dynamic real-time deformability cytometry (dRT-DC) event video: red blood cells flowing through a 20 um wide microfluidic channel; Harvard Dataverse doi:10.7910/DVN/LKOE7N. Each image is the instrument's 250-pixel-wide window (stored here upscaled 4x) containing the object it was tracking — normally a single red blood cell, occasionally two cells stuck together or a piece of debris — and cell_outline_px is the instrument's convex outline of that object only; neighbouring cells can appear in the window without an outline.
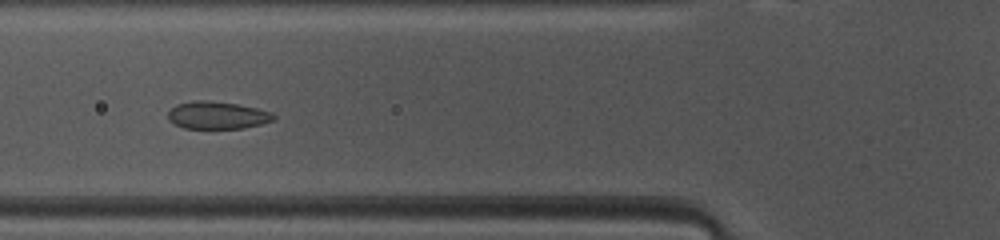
{"species": "common noctule bat (a hibernating species)", "species_latin": "Nyctalus noctula", "temperature_condition": "warm", "stored_images_in_passage": 38, "camera_frame_rate_fps": 3000, "um_per_image_px": 0.085, "animal": {"sex": "female", "body_mass_g": 10.0, "forearm_length_mm": 53.1}, "frame": {"image": 1, "passage_image": 7, "time_ms": 2.0, "image_size_px": [1000, 240], "cell_outline_px": [[276, 120], [244, 128], [184, 128], [168, 120], [168, 112], [176, 104], [200, 100], [204, 100], [236, 104], [256, 108], [272, 112], [276, 116]], "centroid_in_image_um": [18.49, 9.8], "position_along_channel_um": 107.3, "area_um2": 16.76}}
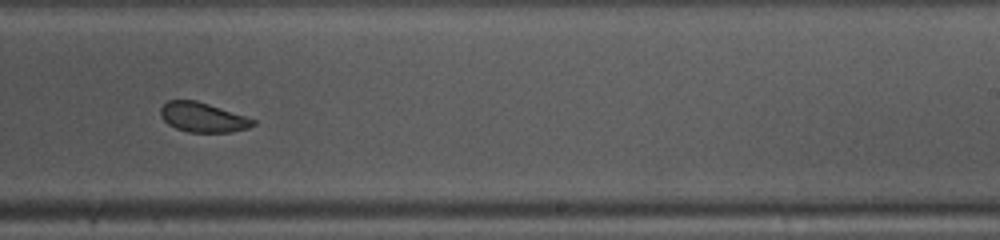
{"frame": {"image": 2, "passage_image": 19, "time_ms": 6.0, "image_size_px": [1000, 240], "cell_outline_px": [[256, 124], [248, 128], [232, 132], [188, 132], [176, 128], [168, 124], [160, 116], [160, 108], [168, 100], [196, 100], [256, 120]], "centroid_in_image_um": [17.22, 9.98], "position_along_channel_um": 271.8, "area_um2": 15.84}}
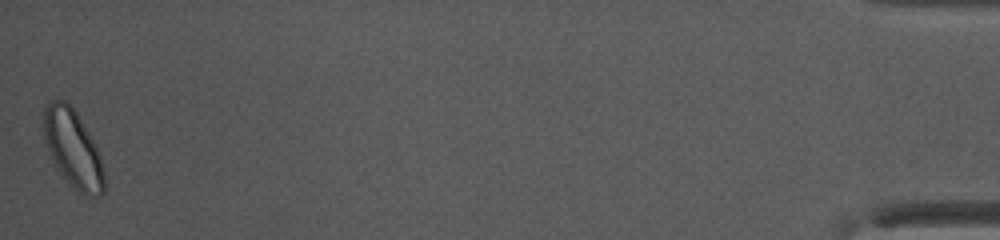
{"frame": {"image": 3, "passage_image": 38, "time_ms": 12.333, "image_size_px": [1000, 240], "cell_outline_px": [[104, 192], [100, 196], [84, 196], [64, 176], [56, 164], [48, 148], [44, 136], [44, 104], [52, 100], [64, 100], [76, 112], [92, 140], [100, 156], [104, 172]], "centroid_in_image_um": [6.21, 12.62], "position_along_channel_um": 429.0, "area_um2": 26.47}, "authors_computed_cell_mechanics": {"area_um2": 17.3111, "velocity_mm_per_s": 4.1085, "shape_relaxation_time_tau1_ms": 1.3343, "shape_relaxation_time_tau2_ms": null, "deformation_change_tau1": 0.0553, "deformation_change_tau2": null}}